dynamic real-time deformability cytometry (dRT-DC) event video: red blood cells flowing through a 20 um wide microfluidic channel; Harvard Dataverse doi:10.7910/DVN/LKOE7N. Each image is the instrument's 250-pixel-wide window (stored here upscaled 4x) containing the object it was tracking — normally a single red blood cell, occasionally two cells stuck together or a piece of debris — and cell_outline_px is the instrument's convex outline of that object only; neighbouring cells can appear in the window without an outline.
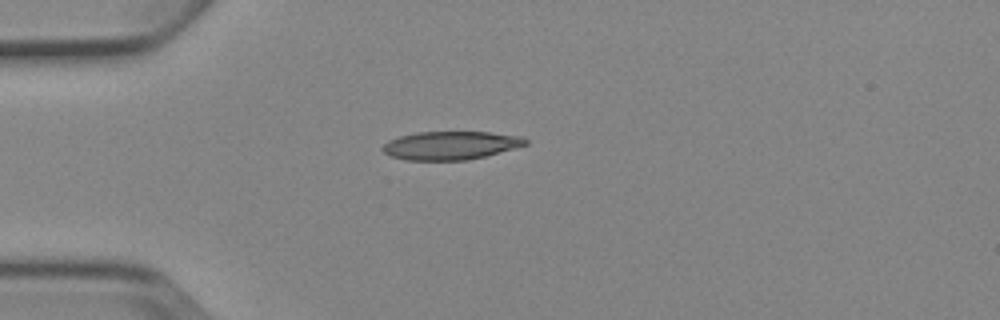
{"species": "Egyptian fruit bat (a non-hibernating species)", "species_latin": "Rousettus aegyptiacus", "temperature_condition": "cold", "stored_images_in_passage": 1, "camera_frame_rate_fps": 3000, "um_per_image_px": 0.085, "animal": {"sex": "female"}, "frame": {"image": 1, "passage_image": 1, "time_ms": 0.0, "image_size_px": [1000, 320], "cell_outline_px": [[528, 144], [484, 156], [468, 160], [404, 160], [392, 156], [384, 152], [380, 148], [388, 140], [400, 136], [416, 132], [488, 132], [520, 136], [528, 140]], "centroid_in_image_um": [38.27, 12.36], "position_along_channel_um": 46.7, "area_um2": 23.47}}